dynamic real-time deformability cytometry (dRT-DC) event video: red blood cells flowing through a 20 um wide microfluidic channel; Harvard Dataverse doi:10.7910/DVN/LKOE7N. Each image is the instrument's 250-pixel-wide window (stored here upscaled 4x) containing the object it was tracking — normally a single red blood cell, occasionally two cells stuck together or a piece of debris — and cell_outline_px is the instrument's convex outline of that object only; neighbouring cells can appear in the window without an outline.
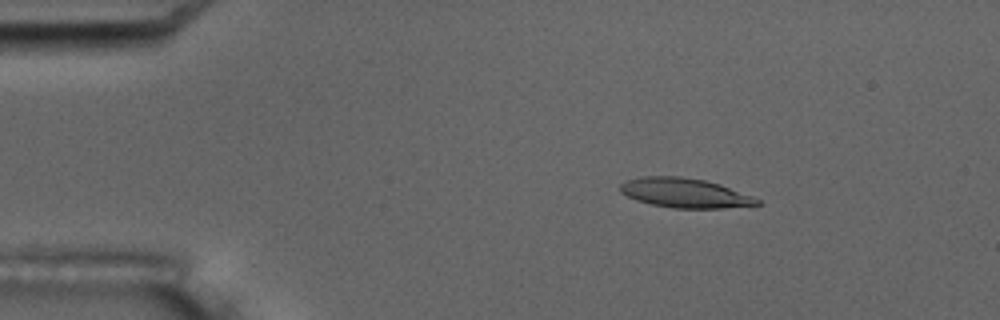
{"species": "common noctule bat (a hibernating species)", "species_latin": "Nyctalus noctula", "temperature_condition": "room temperature", "stored_images_in_passage": 4, "camera_frame_rate_fps": 3000, "um_per_image_px": 0.085, "animal": {"sex": "male", "body_mass_g": 17.5, "forearm_length_mm": 52.3}, "frame": {"image": 1, "passage_image": 2, "time_ms": 2.0, "image_size_px": [1000, 320], "cell_outline_px": [[760, 204], [724, 208], [672, 208], [652, 204], [636, 200], [620, 192], [620, 184], [628, 180], [640, 176], [680, 176], [704, 180], [720, 184], [752, 196], [760, 200]], "centroid_in_image_um": [58.19, 16.4], "position_along_channel_um": 26.8, "area_um2": 23.41}}